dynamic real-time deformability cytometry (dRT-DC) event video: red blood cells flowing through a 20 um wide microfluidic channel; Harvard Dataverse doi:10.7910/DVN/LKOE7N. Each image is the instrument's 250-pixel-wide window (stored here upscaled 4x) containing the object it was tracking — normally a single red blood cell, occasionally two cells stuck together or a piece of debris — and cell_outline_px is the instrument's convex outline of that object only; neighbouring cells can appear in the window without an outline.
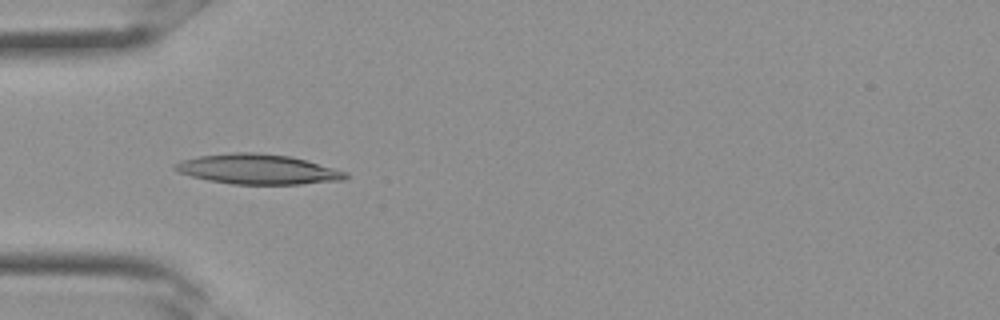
{"species": "Egyptian fruit bat (a non-hibernating species)", "species_latin": "Rousettus aegyptiacus", "temperature_condition": "room temperature", "stored_images_in_passage": 29, "camera_frame_rate_fps": 3000, "um_per_image_px": 0.085, "frame": {"image": 1, "passage_image": 10, "time_ms": 3.0, "image_size_px": [1000, 320], "cell_outline_px": [[332, 176], [316, 180], [284, 184], [248, 184], [220, 180], [204, 176], [216, 156], [280, 156], [300, 160], [312, 164], [320, 168]], "centroid_in_image_um": [22.41, 14.46], "position_along_channel_um": 62.6, "area_um2": 20.0}}
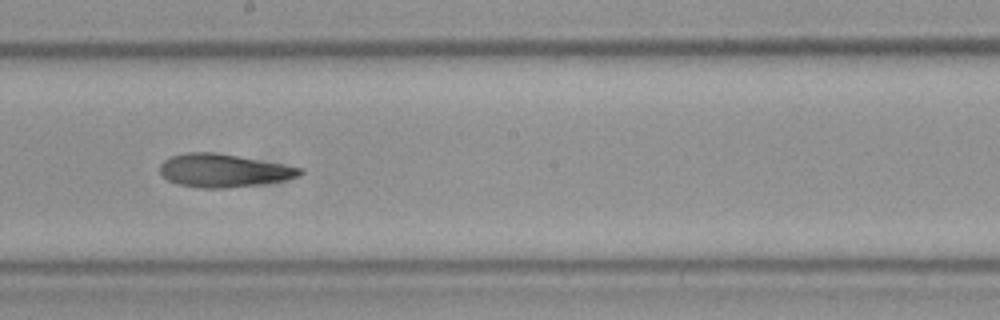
{"frame": {"image": 2, "passage_image": 18, "time_ms": 5.667, "image_size_px": [1000, 320], "cell_outline_px": [[300, 172], [288, 176], [268, 180], [236, 184], [192, 184], [188, 180], [184, 156], [228, 156], [292, 168]], "centroid_in_image_um": [19.68, 14.49], "position_along_channel_um": 228.5, "area_um2": 17.17}}
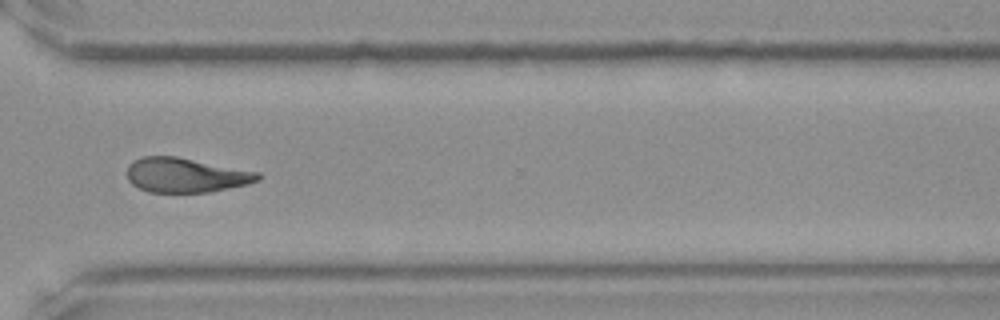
{"frame": {"image": 3, "passage_image": 24, "time_ms": 7.667, "image_size_px": [1000, 320], "cell_outline_px": [[260, 176], [252, 180], [240, 184], [196, 192], [160, 192], [144, 188], [136, 184], [132, 180], [140, 160], [156, 156], [164, 156], [184, 160]], "centroid_in_image_um": [15.71, 14.94], "position_along_channel_um": 354.9, "area_um2": 21.56}}